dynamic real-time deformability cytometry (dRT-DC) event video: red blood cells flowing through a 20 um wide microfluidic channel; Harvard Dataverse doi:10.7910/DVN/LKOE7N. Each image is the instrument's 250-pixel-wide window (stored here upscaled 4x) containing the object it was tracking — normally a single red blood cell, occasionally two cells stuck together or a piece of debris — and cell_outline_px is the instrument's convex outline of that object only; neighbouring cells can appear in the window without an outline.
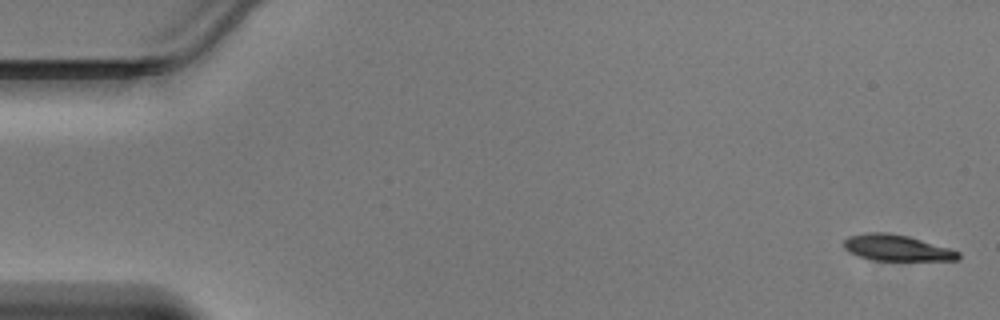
{"species": "Egyptian fruit bat (a non-hibernating species)", "species_latin": "Rousettus aegyptiacus", "temperature_condition": "warm", "stored_images_in_passage": 47, "camera_frame_rate_fps": 3000, "um_per_image_px": 0.085, "animal": {"sex": "male"}, "frame": {"image": 1, "passage_image": 1, "time_ms": 0.0, "image_size_px": [1000, 320], "cell_outline_px": [[960, 256], [956, 260], [876, 260], [860, 256], [848, 252], [844, 248], [844, 240], [848, 236], [868, 232], [888, 232], [908, 236], [948, 248], [960, 252]], "centroid_in_image_um": [76.19, 21.06], "position_along_channel_um": 8.8, "area_um2": 17.17}}
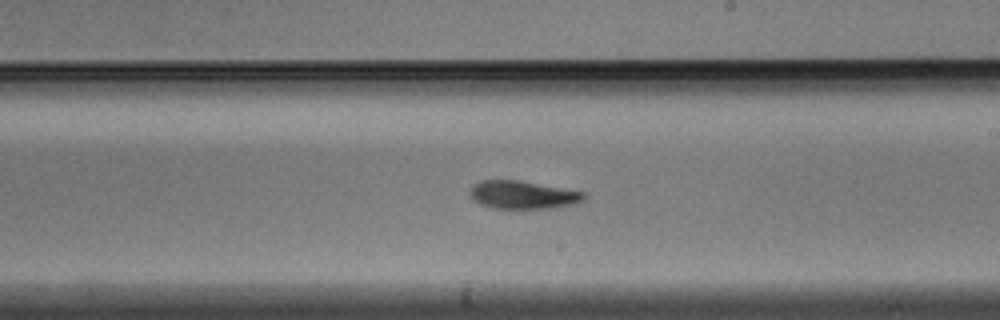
{"frame": {"image": 2, "passage_image": 27, "time_ms": 8.667, "image_size_px": [1000, 320], "cell_outline_px": [[588, 196], [584, 200], [576, 204], [552, 208], [492, 208], [480, 204], [472, 196], [472, 188], [480, 180], [520, 180], [584, 192]], "centroid_in_image_um": [44.52, 16.56], "position_along_channel_um": 244.5, "area_um2": 18.44}}
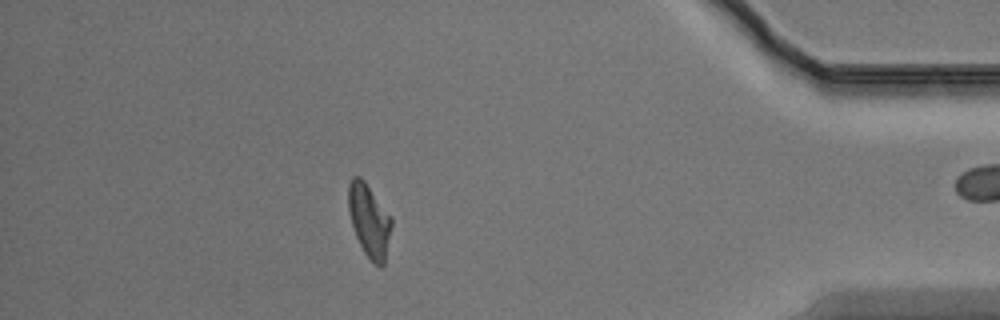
{"frame": {"image": 3, "passage_image": 41, "time_ms": 13.333, "image_size_px": [1000, 320], "cell_outline_px": [[392, 224], [384, 264], [380, 268], [364, 252], [356, 236], [352, 224], [348, 208], [348, 184], [352, 176], [360, 176], [364, 180], [392, 216]], "centroid_in_image_um": [31.38, 18.7], "position_along_channel_um": 403.8, "area_um2": 18.26}}